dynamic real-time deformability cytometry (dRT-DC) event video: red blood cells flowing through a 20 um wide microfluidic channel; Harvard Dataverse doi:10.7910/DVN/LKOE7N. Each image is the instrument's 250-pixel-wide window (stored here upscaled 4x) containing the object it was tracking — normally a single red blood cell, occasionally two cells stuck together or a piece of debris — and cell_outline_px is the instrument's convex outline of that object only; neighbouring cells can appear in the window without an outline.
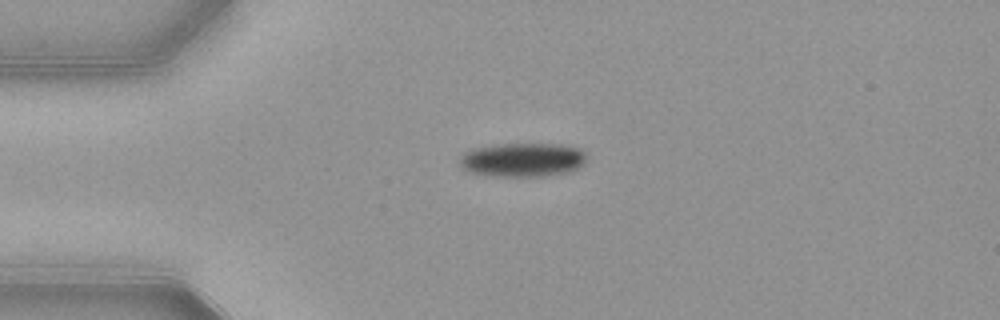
{"species": "common noctule bat (a hibernating species)", "species_latin": "Nyctalus noctula", "temperature_condition": "warm", "stored_images_in_passage": 35, "camera_frame_rate_fps": 3000, "um_per_image_px": 0.085, "animal": {"sex": "female", "body_mass_g": 21.9}, "frame": {"image": 1, "passage_image": 1, "time_ms": 0.0, "image_size_px": [1000, 320], "cell_outline_px": [[588, 156], [584, 164], [568, 172], [544, 176], [488, 176], [472, 172], [464, 168], [460, 164], [460, 160], [464, 152], [472, 148], [500, 144], [560, 144], [580, 148]], "centroid_in_image_um": [44.45, 13.58], "position_along_channel_um": 40.5, "area_um2": 25.14}}
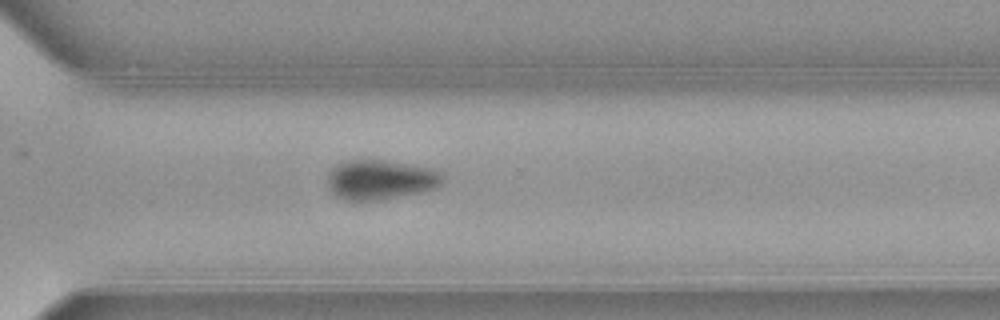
{"frame": {"image": 2, "passage_image": 26, "time_ms": 8.333, "image_size_px": [1000, 320], "cell_outline_px": [[444, 180], [436, 188], [420, 192], [376, 200], [344, 200], [336, 196], [328, 188], [328, 172], [332, 168], [348, 160], [384, 160], [432, 168], [440, 172], [444, 176]], "centroid_in_image_um": [32.34, 15.27], "position_along_channel_um": 338.3, "area_um2": 26.47}}
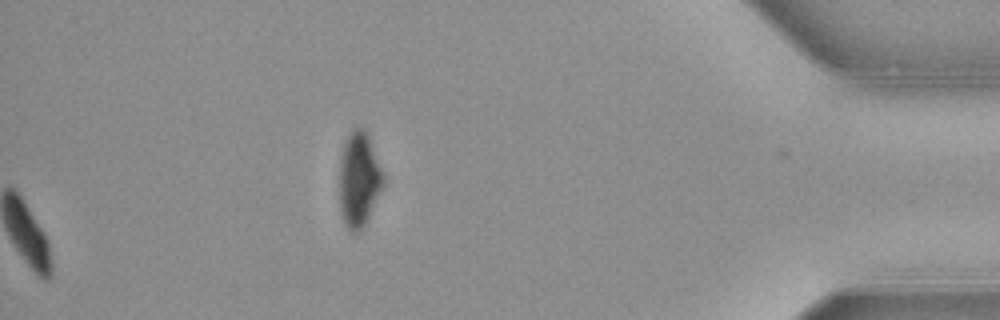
{"frame": {"image": 3, "passage_image": 35, "time_ms": 11.333, "image_size_px": [1000, 320], "cell_outline_px": [[384, 184], [360, 232], [352, 232], [344, 224], [340, 216], [340, 156], [344, 144], [352, 128], [364, 128], [368, 136], [384, 176]], "centroid_in_image_um": [30.49, 15.27], "position_along_channel_um": 404.7, "area_um2": 23.87}, "authors_computed_cell_mechanics": {"area_um2": 27.8018, "velocity_mm_per_s": 3.8739, "shape_relaxation_time_tau1_ms": 2.8395, "shape_relaxation_time_tau2_ms": null, "deformation_change_tau1": 0.1238, "deformation_change_tau2": null}}